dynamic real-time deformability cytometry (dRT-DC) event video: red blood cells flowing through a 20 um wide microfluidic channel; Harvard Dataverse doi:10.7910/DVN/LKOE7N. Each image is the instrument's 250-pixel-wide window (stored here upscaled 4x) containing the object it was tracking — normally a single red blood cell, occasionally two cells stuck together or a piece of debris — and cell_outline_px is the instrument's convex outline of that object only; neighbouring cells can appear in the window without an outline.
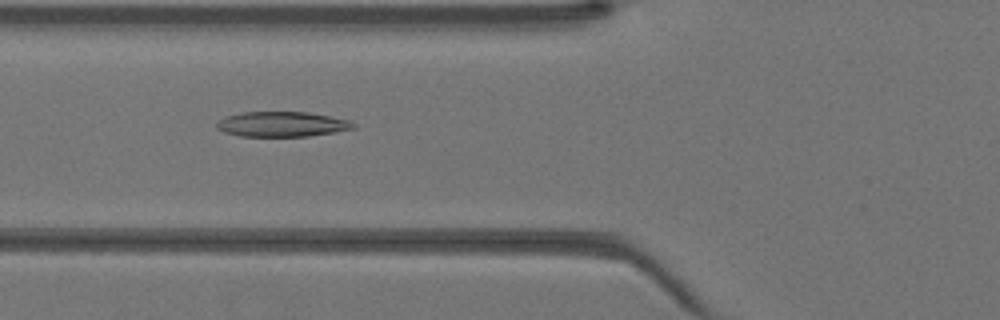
{"species": "Egyptian fruit bat (a non-hibernating species)", "species_latin": "Rousettus aegyptiacus", "temperature_condition": "warm", "stored_images_in_passage": 40, "camera_frame_rate_fps": 3000, "um_per_image_px": 0.085, "animal": {"sex": "female"}, "frame": {"image": 1, "passage_image": 13, "time_ms": 4.0, "image_size_px": [1000, 320], "cell_outline_px": [[356, 128], [336, 132], [308, 136], [240, 136], [224, 132], [216, 128], [216, 124], [220, 120], [228, 116], [240, 112], [308, 112], [348, 120], [356, 124]], "centroid_in_image_um": [23.98, 10.56], "position_along_channel_um": 101.8, "area_um2": 19.88}}
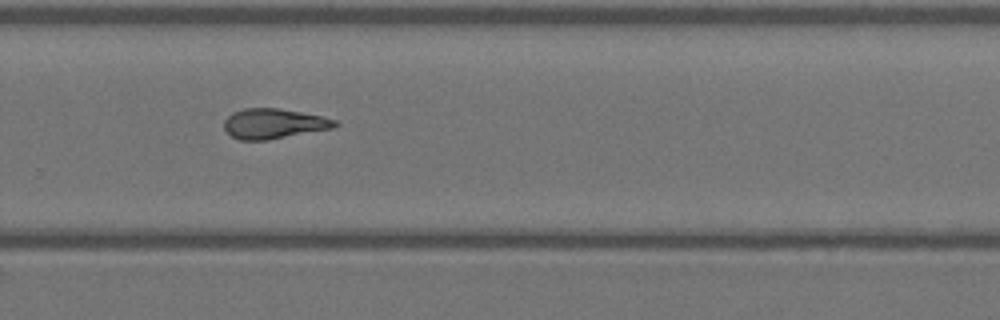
{"frame": {"image": 2, "passage_image": 26, "time_ms": 8.333, "image_size_px": [1000, 320], "cell_outline_px": [[340, 124], [332, 128], [268, 140], [240, 140], [232, 136], [224, 128], [224, 120], [232, 112], [244, 108], [280, 108], [320, 116], [336, 120]], "centroid_in_image_um": [23.25, 10.5], "position_along_channel_um": 306.6, "area_um2": 19.31}}
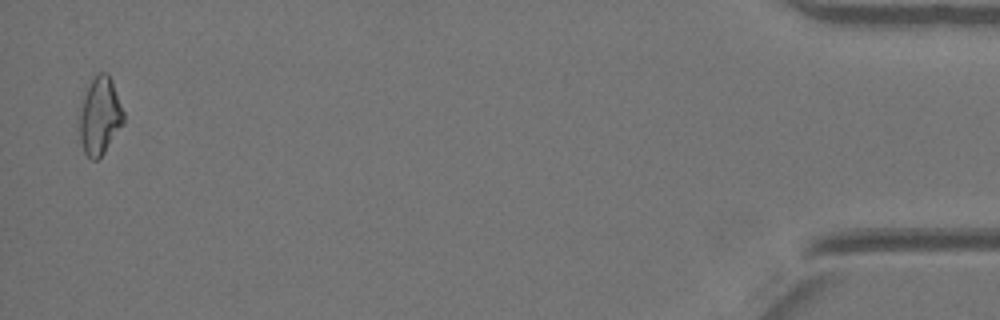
{"frame": {"image": 3, "passage_image": 39, "time_ms": 12.667, "image_size_px": [1000, 320], "cell_outline_px": [[124, 124], [104, 152], [96, 160], [92, 160], [84, 152], [80, 140], [76, 120], [76, 112], [84, 88], [92, 76], [96, 72], [108, 72], [112, 80], [124, 112]], "centroid_in_image_um": [8.41, 9.78], "position_along_channel_um": 426.8, "area_um2": 21.15}}